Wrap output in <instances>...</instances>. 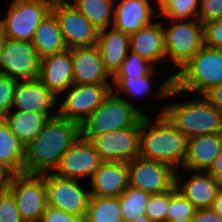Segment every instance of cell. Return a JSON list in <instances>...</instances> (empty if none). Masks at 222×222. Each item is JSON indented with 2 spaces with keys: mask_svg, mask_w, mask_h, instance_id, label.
Returning a JSON list of instances; mask_svg holds the SVG:
<instances>
[{
  "mask_svg": "<svg viewBox=\"0 0 222 222\" xmlns=\"http://www.w3.org/2000/svg\"><path fill=\"white\" fill-rule=\"evenodd\" d=\"M54 0H11L7 14L0 19V33L5 38L31 41L34 32L51 12Z\"/></svg>",
  "mask_w": 222,
  "mask_h": 222,
  "instance_id": "obj_7",
  "label": "cell"
},
{
  "mask_svg": "<svg viewBox=\"0 0 222 222\" xmlns=\"http://www.w3.org/2000/svg\"><path fill=\"white\" fill-rule=\"evenodd\" d=\"M128 163L102 162L90 179V196L119 197L129 187Z\"/></svg>",
  "mask_w": 222,
  "mask_h": 222,
  "instance_id": "obj_18",
  "label": "cell"
},
{
  "mask_svg": "<svg viewBox=\"0 0 222 222\" xmlns=\"http://www.w3.org/2000/svg\"><path fill=\"white\" fill-rule=\"evenodd\" d=\"M222 18V0H200L198 20L204 24Z\"/></svg>",
  "mask_w": 222,
  "mask_h": 222,
  "instance_id": "obj_39",
  "label": "cell"
},
{
  "mask_svg": "<svg viewBox=\"0 0 222 222\" xmlns=\"http://www.w3.org/2000/svg\"><path fill=\"white\" fill-rule=\"evenodd\" d=\"M41 58L31 41L3 37L0 72L17 81L39 77Z\"/></svg>",
  "mask_w": 222,
  "mask_h": 222,
  "instance_id": "obj_12",
  "label": "cell"
},
{
  "mask_svg": "<svg viewBox=\"0 0 222 222\" xmlns=\"http://www.w3.org/2000/svg\"><path fill=\"white\" fill-rule=\"evenodd\" d=\"M129 47L132 53L150 62L153 66L166 59L162 22L154 21L152 24L130 34Z\"/></svg>",
  "mask_w": 222,
  "mask_h": 222,
  "instance_id": "obj_23",
  "label": "cell"
},
{
  "mask_svg": "<svg viewBox=\"0 0 222 222\" xmlns=\"http://www.w3.org/2000/svg\"><path fill=\"white\" fill-rule=\"evenodd\" d=\"M169 22L162 21L166 60L180 70L204 46V25L198 19Z\"/></svg>",
  "mask_w": 222,
  "mask_h": 222,
  "instance_id": "obj_6",
  "label": "cell"
},
{
  "mask_svg": "<svg viewBox=\"0 0 222 222\" xmlns=\"http://www.w3.org/2000/svg\"><path fill=\"white\" fill-rule=\"evenodd\" d=\"M17 80L0 73V118L13 110Z\"/></svg>",
  "mask_w": 222,
  "mask_h": 222,
  "instance_id": "obj_37",
  "label": "cell"
},
{
  "mask_svg": "<svg viewBox=\"0 0 222 222\" xmlns=\"http://www.w3.org/2000/svg\"><path fill=\"white\" fill-rule=\"evenodd\" d=\"M39 80L57 97L73 84L70 49L41 59Z\"/></svg>",
  "mask_w": 222,
  "mask_h": 222,
  "instance_id": "obj_21",
  "label": "cell"
},
{
  "mask_svg": "<svg viewBox=\"0 0 222 222\" xmlns=\"http://www.w3.org/2000/svg\"><path fill=\"white\" fill-rule=\"evenodd\" d=\"M58 99L39 78L20 80L15 87L13 109L46 114L51 118L57 115L58 110L54 111V108L59 105Z\"/></svg>",
  "mask_w": 222,
  "mask_h": 222,
  "instance_id": "obj_16",
  "label": "cell"
},
{
  "mask_svg": "<svg viewBox=\"0 0 222 222\" xmlns=\"http://www.w3.org/2000/svg\"><path fill=\"white\" fill-rule=\"evenodd\" d=\"M8 128L24 144L28 145L43 129L49 117L31 111L13 110L2 117Z\"/></svg>",
  "mask_w": 222,
  "mask_h": 222,
  "instance_id": "obj_27",
  "label": "cell"
},
{
  "mask_svg": "<svg viewBox=\"0 0 222 222\" xmlns=\"http://www.w3.org/2000/svg\"><path fill=\"white\" fill-rule=\"evenodd\" d=\"M99 30L97 47L104 67L113 78L130 52L129 35L113 26ZM109 29V31H108Z\"/></svg>",
  "mask_w": 222,
  "mask_h": 222,
  "instance_id": "obj_24",
  "label": "cell"
},
{
  "mask_svg": "<svg viewBox=\"0 0 222 222\" xmlns=\"http://www.w3.org/2000/svg\"><path fill=\"white\" fill-rule=\"evenodd\" d=\"M199 7L200 0H167L158 15L168 20L198 19Z\"/></svg>",
  "mask_w": 222,
  "mask_h": 222,
  "instance_id": "obj_32",
  "label": "cell"
},
{
  "mask_svg": "<svg viewBox=\"0 0 222 222\" xmlns=\"http://www.w3.org/2000/svg\"><path fill=\"white\" fill-rule=\"evenodd\" d=\"M207 172L222 183V148Z\"/></svg>",
  "mask_w": 222,
  "mask_h": 222,
  "instance_id": "obj_43",
  "label": "cell"
},
{
  "mask_svg": "<svg viewBox=\"0 0 222 222\" xmlns=\"http://www.w3.org/2000/svg\"><path fill=\"white\" fill-rule=\"evenodd\" d=\"M80 136L78 123L58 114L49 118L39 134L25 146L24 173L53 172L62 155Z\"/></svg>",
  "mask_w": 222,
  "mask_h": 222,
  "instance_id": "obj_1",
  "label": "cell"
},
{
  "mask_svg": "<svg viewBox=\"0 0 222 222\" xmlns=\"http://www.w3.org/2000/svg\"><path fill=\"white\" fill-rule=\"evenodd\" d=\"M222 83V50L203 46L180 70L158 84L156 99L166 100L180 93L203 96Z\"/></svg>",
  "mask_w": 222,
  "mask_h": 222,
  "instance_id": "obj_2",
  "label": "cell"
},
{
  "mask_svg": "<svg viewBox=\"0 0 222 222\" xmlns=\"http://www.w3.org/2000/svg\"><path fill=\"white\" fill-rule=\"evenodd\" d=\"M169 207V190L151 194L146 206V215L154 222H166Z\"/></svg>",
  "mask_w": 222,
  "mask_h": 222,
  "instance_id": "obj_35",
  "label": "cell"
},
{
  "mask_svg": "<svg viewBox=\"0 0 222 222\" xmlns=\"http://www.w3.org/2000/svg\"><path fill=\"white\" fill-rule=\"evenodd\" d=\"M218 216L222 218V186L217 192V196L214 199L213 205L211 207Z\"/></svg>",
  "mask_w": 222,
  "mask_h": 222,
  "instance_id": "obj_44",
  "label": "cell"
},
{
  "mask_svg": "<svg viewBox=\"0 0 222 222\" xmlns=\"http://www.w3.org/2000/svg\"><path fill=\"white\" fill-rule=\"evenodd\" d=\"M203 96L222 113V83L209 89Z\"/></svg>",
  "mask_w": 222,
  "mask_h": 222,
  "instance_id": "obj_42",
  "label": "cell"
},
{
  "mask_svg": "<svg viewBox=\"0 0 222 222\" xmlns=\"http://www.w3.org/2000/svg\"><path fill=\"white\" fill-rule=\"evenodd\" d=\"M151 193L129 186L120 196L119 203L123 222H132L146 213Z\"/></svg>",
  "mask_w": 222,
  "mask_h": 222,
  "instance_id": "obj_31",
  "label": "cell"
},
{
  "mask_svg": "<svg viewBox=\"0 0 222 222\" xmlns=\"http://www.w3.org/2000/svg\"><path fill=\"white\" fill-rule=\"evenodd\" d=\"M84 222H123L119 197L90 196Z\"/></svg>",
  "mask_w": 222,
  "mask_h": 222,
  "instance_id": "obj_30",
  "label": "cell"
},
{
  "mask_svg": "<svg viewBox=\"0 0 222 222\" xmlns=\"http://www.w3.org/2000/svg\"><path fill=\"white\" fill-rule=\"evenodd\" d=\"M188 139L196 135L222 133V113L204 96L166 105L160 111Z\"/></svg>",
  "mask_w": 222,
  "mask_h": 222,
  "instance_id": "obj_4",
  "label": "cell"
},
{
  "mask_svg": "<svg viewBox=\"0 0 222 222\" xmlns=\"http://www.w3.org/2000/svg\"><path fill=\"white\" fill-rule=\"evenodd\" d=\"M89 141L102 162L128 163L139 156L140 121L135 126L94 135Z\"/></svg>",
  "mask_w": 222,
  "mask_h": 222,
  "instance_id": "obj_13",
  "label": "cell"
},
{
  "mask_svg": "<svg viewBox=\"0 0 222 222\" xmlns=\"http://www.w3.org/2000/svg\"><path fill=\"white\" fill-rule=\"evenodd\" d=\"M166 222H192V218H181V219H178V220H172V221H166Z\"/></svg>",
  "mask_w": 222,
  "mask_h": 222,
  "instance_id": "obj_47",
  "label": "cell"
},
{
  "mask_svg": "<svg viewBox=\"0 0 222 222\" xmlns=\"http://www.w3.org/2000/svg\"><path fill=\"white\" fill-rule=\"evenodd\" d=\"M148 2H152L153 3V0H147ZM156 1L157 3V9L160 10L161 7L167 2V0H154V2Z\"/></svg>",
  "mask_w": 222,
  "mask_h": 222,
  "instance_id": "obj_46",
  "label": "cell"
},
{
  "mask_svg": "<svg viewBox=\"0 0 222 222\" xmlns=\"http://www.w3.org/2000/svg\"><path fill=\"white\" fill-rule=\"evenodd\" d=\"M196 210L193 204L177 190L176 186L169 190L166 221L193 218Z\"/></svg>",
  "mask_w": 222,
  "mask_h": 222,
  "instance_id": "obj_33",
  "label": "cell"
},
{
  "mask_svg": "<svg viewBox=\"0 0 222 222\" xmlns=\"http://www.w3.org/2000/svg\"><path fill=\"white\" fill-rule=\"evenodd\" d=\"M25 146L0 118V172L6 177L24 173Z\"/></svg>",
  "mask_w": 222,
  "mask_h": 222,
  "instance_id": "obj_25",
  "label": "cell"
},
{
  "mask_svg": "<svg viewBox=\"0 0 222 222\" xmlns=\"http://www.w3.org/2000/svg\"><path fill=\"white\" fill-rule=\"evenodd\" d=\"M5 176L0 172V188L3 187L5 183Z\"/></svg>",
  "mask_w": 222,
  "mask_h": 222,
  "instance_id": "obj_48",
  "label": "cell"
},
{
  "mask_svg": "<svg viewBox=\"0 0 222 222\" xmlns=\"http://www.w3.org/2000/svg\"><path fill=\"white\" fill-rule=\"evenodd\" d=\"M129 186L151 194L162 193L175 186L176 170L162 162L140 156L128 162Z\"/></svg>",
  "mask_w": 222,
  "mask_h": 222,
  "instance_id": "obj_14",
  "label": "cell"
},
{
  "mask_svg": "<svg viewBox=\"0 0 222 222\" xmlns=\"http://www.w3.org/2000/svg\"><path fill=\"white\" fill-rule=\"evenodd\" d=\"M132 222H154L151 220L146 214L138 216L135 220Z\"/></svg>",
  "mask_w": 222,
  "mask_h": 222,
  "instance_id": "obj_45",
  "label": "cell"
},
{
  "mask_svg": "<svg viewBox=\"0 0 222 222\" xmlns=\"http://www.w3.org/2000/svg\"><path fill=\"white\" fill-rule=\"evenodd\" d=\"M101 164L102 160L93 144L80 136L62 155L52 173L69 179H90Z\"/></svg>",
  "mask_w": 222,
  "mask_h": 222,
  "instance_id": "obj_15",
  "label": "cell"
},
{
  "mask_svg": "<svg viewBox=\"0 0 222 222\" xmlns=\"http://www.w3.org/2000/svg\"><path fill=\"white\" fill-rule=\"evenodd\" d=\"M204 45L222 50V18L204 23Z\"/></svg>",
  "mask_w": 222,
  "mask_h": 222,
  "instance_id": "obj_38",
  "label": "cell"
},
{
  "mask_svg": "<svg viewBox=\"0 0 222 222\" xmlns=\"http://www.w3.org/2000/svg\"><path fill=\"white\" fill-rule=\"evenodd\" d=\"M0 222H24L13 195L4 186L0 188Z\"/></svg>",
  "mask_w": 222,
  "mask_h": 222,
  "instance_id": "obj_36",
  "label": "cell"
},
{
  "mask_svg": "<svg viewBox=\"0 0 222 222\" xmlns=\"http://www.w3.org/2000/svg\"><path fill=\"white\" fill-rule=\"evenodd\" d=\"M3 36L0 33V57L2 55ZM1 73V72H0Z\"/></svg>",
  "mask_w": 222,
  "mask_h": 222,
  "instance_id": "obj_49",
  "label": "cell"
},
{
  "mask_svg": "<svg viewBox=\"0 0 222 222\" xmlns=\"http://www.w3.org/2000/svg\"><path fill=\"white\" fill-rule=\"evenodd\" d=\"M222 148V133L196 135L187 139L185 171H207Z\"/></svg>",
  "mask_w": 222,
  "mask_h": 222,
  "instance_id": "obj_22",
  "label": "cell"
},
{
  "mask_svg": "<svg viewBox=\"0 0 222 222\" xmlns=\"http://www.w3.org/2000/svg\"><path fill=\"white\" fill-rule=\"evenodd\" d=\"M70 53L73 84H112V77L104 67L97 45L70 48Z\"/></svg>",
  "mask_w": 222,
  "mask_h": 222,
  "instance_id": "obj_17",
  "label": "cell"
},
{
  "mask_svg": "<svg viewBox=\"0 0 222 222\" xmlns=\"http://www.w3.org/2000/svg\"><path fill=\"white\" fill-rule=\"evenodd\" d=\"M3 186L13 195L24 222L41 221L48 206L44 174L9 175Z\"/></svg>",
  "mask_w": 222,
  "mask_h": 222,
  "instance_id": "obj_8",
  "label": "cell"
},
{
  "mask_svg": "<svg viewBox=\"0 0 222 222\" xmlns=\"http://www.w3.org/2000/svg\"><path fill=\"white\" fill-rule=\"evenodd\" d=\"M155 67L131 51L127 54L120 70L114 77H143L149 74Z\"/></svg>",
  "mask_w": 222,
  "mask_h": 222,
  "instance_id": "obj_34",
  "label": "cell"
},
{
  "mask_svg": "<svg viewBox=\"0 0 222 222\" xmlns=\"http://www.w3.org/2000/svg\"><path fill=\"white\" fill-rule=\"evenodd\" d=\"M51 11L57 18L68 49L97 44L99 30L67 0H54Z\"/></svg>",
  "mask_w": 222,
  "mask_h": 222,
  "instance_id": "obj_10",
  "label": "cell"
},
{
  "mask_svg": "<svg viewBox=\"0 0 222 222\" xmlns=\"http://www.w3.org/2000/svg\"><path fill=\"white\" fill-rule=\"evenodd\" d=\"M75 7L98 29L113 25L115 0H72Z\"/></svg>",
  "mask_w": 222,
  "mask_h": 222,
  "instance_id": "obj_28",
  "label": "cell"
},
{
  "mask_svg": "<svg viewBox=\"0 0 222 222\" xmlns=\"http://www.w3.org/2000/svg\"><path fill=\"white\" fill-rule=\"evenodd\" d=\"M189 179L182 184L184 176L175 175L177 190L186 197L196 209L211 208L222 183L207 171H190ZM182 184V185H181Z\"/></svg>",
  "mask_w": 222,
  "mask_h": 222,
  "instance_id": "obj_19",
  "label": "cell"
},
{
  "mask_svg": "<svg viewBox=\"0 0 222 222\" xmlns=\"http://www.w3.org/2000/svg\"><path fill=\"white\" fill-rule=\"evenodd\" d=\"M192 222H222V218L212 208L197 209Z\"/></svg>",
  "mask_w": 222,
  "mask_h": 222,
  "instance_id": "obj_41",
  "label": "cell"
},
{
  "mask_svg": "<svg viewBox=\"0 0 222 222\" xmlns=\"http://www.w3.org/2000/svg\"><path fill=\"white\" fill-rule=\"evenodd\" d=\"M157 117L152 122L145 114L140 120L139 156L182 170L187 138L164 114L159 113Z\"/></svg>",
  "mask_w": 222,
  "mask_h": 222,
  "instance_id": "obj_3",
  "label": "cell"
},
{
  "mask_svg": "<svg viewBox=\"0 0 222 222\" xmlns=\"http://www.w3.org/2000/svg\"><path fill=\"white\" fill-rule=\"evenodd\" d=\"M157 71L154 68L149 74L143 77H137L136 79L131 77H113L112 78V91L118 96L123 98L129 104L133 103L128 100L129 98H142L144 96L152 94V80ZM116 89V90H115ZM121 94V95H120ZM124 94V96L122 95ZM126 96V97H125Z\"/></svg>",
  "mask_w": 222,
  "mask_h": 222,
  "instance_id": "obj_29",
  "label": "cell"
},
{
  "mask_svg": "<svg viewBox=\"0 0 222 222\" xmlns=\"http://www.w3.org/2000/svg\"><path fill=\"white\" fill-rule=\"evenodd\" d=\"M40 222H84V218L47 206Z\"/></svg>",
  "mask_w": 222,
  "mask_h": 222,
  "instance_id": "obj_40",
  "label": "cell"
},
{
  "mask_svg": "<svg viewBox=\"0 0 222 222\" xmlns=\"http://www.w3.org/2000/svg\"><path fill=\"white\" fill-rule=\"evenodd\" d=\"M31 42L41 59L68 49L60 31L57 18L52 11L39 23Z\"/></svg>",
  "mask_w": 222,
  "mask_h": 222,
  "instance_id": "obj_26",
  "label": "cell"
},
{
  "mask_svg": "<svg viewBox=\"0 0 222 222\" xmlns=\"http://www.w3.org/2000/svg\"><path fill=\"white\" fill-rule=\"evenodd\" d=\"M144 115L138 107L111 91L103 103L80 124L81 137L89 140L94 135L135 126Z\"/></svg>",
  "mask_w": 222,
  "mask_h": 222,
  "instance_id": "obj_5",
  "label": "cell"
},
{
  "mask_svg": "<svg viewBox=\"0 0 222 222\" xmlns=\"http://www.w3.org/2000/svg\"><path fill=\"white\" fill-rule=\"evenodd\" d=\"M111 91L112 84H72L64 91L57 114L80 125Z\"/></svg>",
  "mask_w": 222,
  "mask_h": 222,
  "instance_id": "obj_11",
  "label": "cell"
},
{
  "mask_svg": "<svg viewBox=\"0 0 222 222\" xmlns=\"http://www.w3.org/2000/svg\"><path fill=\"white\" fill-rule=\"evenodd\" d=\"M114 5L113 27L128 35L154 22L155 7L147 0H120Z\"/></svg>",
  "mask_w": 222,
  "mask_h": 222,
  "instance_id": "obj_20",
  "label": "cell"
},
{
  "mask_svg": "<svg viewBox=\"0 0 222 222\" xmlns=\"http://www.w3.org/2000/svg\"><path fill=\"white\" fill-rule=\"evenodd\" d=\"M48 206L85 218L90 198L89 188L80 180L63 178L52 172L44 173Z\"/></svg>",
  "mask_w": 222,
  "mask_h": 222,
  "instance_id": "obj_9",
  "label": "cell"
}]
</instances>
